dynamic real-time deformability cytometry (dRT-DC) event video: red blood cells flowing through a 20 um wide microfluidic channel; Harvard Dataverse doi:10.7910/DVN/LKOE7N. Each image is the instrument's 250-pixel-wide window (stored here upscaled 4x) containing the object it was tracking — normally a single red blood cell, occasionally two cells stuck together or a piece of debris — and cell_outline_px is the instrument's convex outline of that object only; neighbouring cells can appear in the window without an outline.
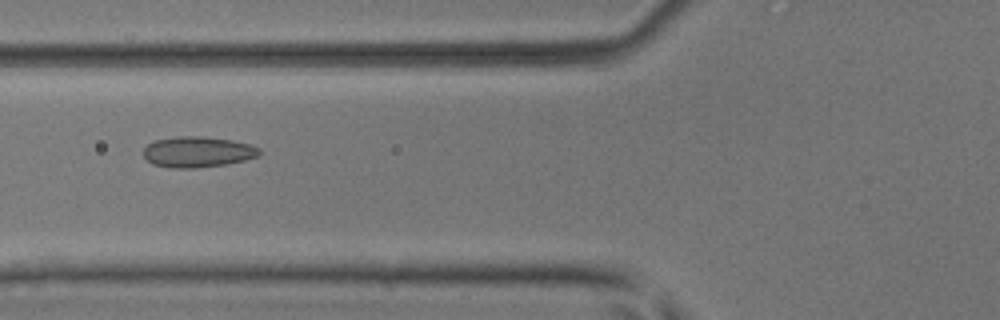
{"species": "common noctule bat (a hibernating species)", "species_latin": "Nyctalus noctula", "temperature_condition": "room temperature", "stored_images_in_passage": 6, "camera_frame_rate_fps": 3000, "um_per_image_px": 0.085, "animal": {"sex": "male", "body_mass_g": 17.9, "forearm_length_mm": 54.2}, "frame": {"image": 1, "passage_image": 6, "time_ms": 1.667, "image_size_px": [1000, 320], "cell_outline_px": [[260, 156], [228, 164], [196, 168], [168, 168], [152, 164], [144, 156], [144, 148], [148, 144], [156, 140], [180, 136], [200, 136], [232, 140], [252, 144], [260, 148]], "centroid_in_image_um": [16.83, 12.92], "position_along_channel_um": 109.0, "area_um2": 20.92}}